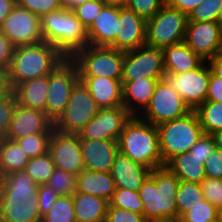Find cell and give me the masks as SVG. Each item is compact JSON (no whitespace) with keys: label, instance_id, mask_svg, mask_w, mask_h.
<instances>
[{"label":"cell","instance_id":"cell-1","mask_svg":"<svg viewBox=\"0 0 222 222\" xmlns=\"http://www.w3.org/2000/svg\"><path fill=\"white\" fill-rule=\"evenodd\" d=\"M40 185L25 171L0 178V222H41Z\"/></svg>","mask_w":222,"mask_h":222},{"label":"cell","instance_id":"cell-2","mask_svg":"<svg viewBox=\"0 0 222 222\" xmlns=\"http://www.w3.org/2000/svg\"><path fill=\"white\" fill-rule=\"evenodd\" d=\"M65 59L54 45L45 41L15 47L7 70L12 90L27 80L49 75Z\"/></svg>","mask_w":222,"mask_h":222},{"label":"cell","instance_id":"cell-3","mask_svg":"<svg viewBox=\"0 0 222 222\" xmlns=\"http://www.w3.org/2000/svg\"><path fill=\"white\" fill-rule=\"evenodd\" d=\"M119 153L151 170L165 166L156 126L139 116H131L118 139Z\"/></svg>","mask_w":222,"mask_h":222},{"label":"cell","instance_id":"cell-4","mask_svg":"<svg viewBox=\"0 0 222 222\" xmlns=\"http://www.w3.org/2000/svg\"><path fill=\"white\" fill-rule=\"evenodd\" d=\"M40 29L44 41L54 45L65 58H71L89 45L86 27L68 8L42 15Z\"/></svg>","mask_w":222,"mask_h":222},{"label":"cell","instance_id":"cell-5","mask_svg":"<svg viewBox=\"0 0 222 222\" xmlns=\"http://www.w3.org/2000/svg\"><path fill=\"white\" fill-rule=\"evenodd\" d=\"M180 179L166 166L151 170L139 188L144 218L177 217L176 193Z\"/></svg>","mask_w":222,"mask_h":222},{"label":"cell","instance_id":"cell-6","mask_svg":"<svg viewBox=\"0 0 222 222\" xmlns=\"http://www.w3.org/2000/svg\"><path fill=\"white\" fill-rule=\"evenodd\" d=\"M156 128L164 164L175 155L189 152L204 134L199 118L194 110L184 117L161 123Z\"/></svg>","mask_w":222,"mask_h":222},{"label":"cell","instance_id":"cell-7","mask_svg":"<svg viewBox=\"0 0 222 222\" xmlns=\"http://www.w3.org/2000/svg\"><path fill=\"white\" fill-rule=\"evenodd\" d=\"M124 51L107 46L88 45L70 59L76 64L79 77L122 79Z\"/></svg>","mask_w":222,"mask_h":222},{"label":"cell","instance_id":"cell-8","mask_svg":"<svg viewBox=\"0 0 222 222\" xmlns=\"http://www.w3.org/2000/svg\"><path fill=\"white\" fill-rule=\"evenodd\" d=\"M188 16L165 4L158 13L146 20V45L164 49L184 42Z\"/></svg>","mask_w":222,"mask_h":222},{"label":"cell","instance_id":"cell-9","mask_svg":"<svg viewBox=\"0 0 222 222\" xmlns=\"http://www.w3.org/2000/svg\"><path fill=\"white\" fill-rule=\"evenodd\" d=\"M99 109L87 87L79 80L72 89L64 112L54 122V129L62 133L78 134Z\"/></svg>","mask_w":222,"mask_h":222},{"label":"cell","instance_id":"cell-10","mask_svg":"<svg viewBox=\"0 0 222 222\" xmlns=\"http://www.w3.org/2000/svg\"><path fill=\"white\" fill-rule=\"evenodd\" d=\"M76 64L66 58L48 75L46 115L55 122L64 112L72 89L79 81Z\"/></svg>","mask_w":222,"mask_h":222},{"label":"cell","instance_id":"cell-11","mask_svg":"<svg viewBox=\"0 0 222 222\" xmlns=\"http://www.w3.org/2000/svg\"><path fill=\"white\" fill-rule=\"evenodd\" d=\"M210 77L211 68L204 61L191 71L178 74L164 72L162 80L183 98L191 110H195L206 101Z\"/></svg>","mask_w":222,"mask_h":222},{"label":"cell","instance_id":"cell-12","mask_svg":"<svg viewBox=\"0 0 222 222\" xmlns=\"http://www.w3.org/2000/svg\"><path fill=\"white\" fill-rule=\"evenodd\" d=\"M165 72L163 50L148 45L125 51L121 82L142 78L162 79Z\"/></svg>","mask_w":222,"mask_h":222},{"label":"cell","instance_id":"cell-13","mask_svg":"<svg viewBox=\"0 0 222 222\" xmlns=\"http://www.w3.org/2000/svg\"><path fill=\"white\" fill-rule=\"evenodd\" d=\"M191 111L178 93L163 80H159L150 103L139 117L158 126L161 123L184 117Z\"/></svg>","mask_w":222,"mask_h":222},{"label":"cell","instance_id":"cell-14","mask_svg":"<svg viewBox=\"0 0 222 222\" xmlns=\"http://www.w3.org/2000/svg\"><path fill=\"white\" fill-rule=\"evenodd\" d=\"M0 31L15 47L44 41L40 29V17L18 4L4 20Z\"/></svg>","mask_w":222,"mask_h":222},{"label":"cell","instance_id":"cell-15","mask_svg":"<svg viewBox=\"0 0 222 222\" xmlns=\"http://www.w3.org/2000/svg\"><path fill=\"white\" fill-rule=\"evenodd\" d=\"M184 43L204 61L222 53V26L218 22H188Z\"/></svg>","mask_w":222,"mask_h":222},{"label":"cell","instance_id":"cell-16","mask_svg":"<svg viewBox=\"0 0 222 222\" xmlns=\"http://www.w3.org/2000/svg\"><path fill=\"white\" fill-rule=\"evenodd\" d=\"M132 115L123 107L99 109L97 114L78 133L80 139L118 141L125 123Z\"/></svg>","mask_w":222,"mask_h":222},{"label":"cell","instance_id":"cell-17","mask_svg":"<svg viewBox=\"0 0 222 222\" xmlns=\"http://www.w3.org/2000/svg\"><path fill=\"white\" fill-rule=\"evenodd\" d=\"M48 153L56 168L76 176L85 169L78 134L62 133L54 129L49 140Z\"/></svg>","mask_w":222,"mask_h":222},{"label":"cell","instance_id":"cell-18","mask_svg":"<svg viewBox=\"0 0 222 222\" xmlns=\"http://www.w3.org/2000/svg\"><path fill=\"white\" fill-rule=\"evenodd\" d=\"M54 122L39 109L16 104L12 120L4 138L16 140L35 133H53Z\"/></svg>","mask_w":222,"mask_h":222},{"label":"cell","instance_id":"cell-19","mask_svg":"<svg viewBox=\"0 0 222 222\" xmlns=\"http://www.w3.org/2000/svg\"><path fill=\"white\" fill-rule=\"evenodd\" d=\"M143 45H146V20L120 4L115 48L125 52Z\"/></svg>","mask_w":222,"mask_h":222},{"label":"cell","instance_id":"cell-20","mask_svg":"<svg viewBox=\"0 0 222 222\" xmlns=\"http://www.w3.org/2000/svg\"><path fill=\"white\" fill-rule=\"evenodd\" d=\"M120 19V4L107 3L87 28L89 45L115 48Z\"/></svg>","mask_w":222,"mask_h":222},{"label":"cell","instance_id":"cell-21","mask_svg":"<svg viewBox=\"0 0 222 222\" xmlns=\"http://www.w3.org/2000/svg\"><path fill=\"white\" fill-rule=\"evenodd\" d=\"M85 169L110 172L114 158L119 153L118 141L105 139H80Z\"/></svg>","mask_w":222,"mask_h":222},{"label":"cell","instance_id":"cell-22","mask_svg":"<svg viewBox=\"0 0 222 222\" xmlns=\"http://www.w3.org/2000/svg\"><path fill=\"white\" fill-rule=\"evenodd\" d=\"M150 173V168L133 161L121 153L115 156L110 170L116 188H125L132 191H138Z\"/></svg>","mask_w":222,"mask_h":222},{"label":"cell","instance_id":"cell-23","mask_svg":"<svg viewBox=\"0 0 222 222\" xmlns=\"http://www.w3.org/2000/svg\"><path fill=\"white\" fill-rule=\"evenodd\" d=\"M100 109L123 106L121 79L79 77Z\"/></svg>","mask_w":222,"mask_h":222},{"label":"cell","instance_id":"cell-24","mask_svg":"<svg viewBox=\"0 0 222 222\" xmlns=\"http://www.w3.org/2000/svg\"><path fill=\"white\" fill-rule=\"evenodd\" d=\"M159 80L162 79L142 78L132 82H122L123 107L132 116H139L150 103Z\"/></svg>","mask_w":222,"mask_h":222},{"label":"cell","instance_id":"cell-25","mask_svg":"<svg viewBox=\"0 0 222 222\" xmlns=\"http://www.w3.org/2000/svg\"><path fill=\"white\" fill-rule=\"evenodd\" d=\"M116 185L110 172L84 169L77 175L76 192L86 193L110 201Z\"/></svg>","mask_w":222,"mask_h":222},{"label":"cell","instance_id":"cell-26","mask_svg":"<svg viewBox=\"0 0 222 222\" xmlns=\"http://www.w3.org/2000/svg\"><path fill=\"white\" fill-rule=\"evenodd\" d=\"M165 72L178 74L198 68L204 60L184 42L163 49Z\"/></svg>","mask_w":222,"mask_h":222},{"label":"cell","instance_id":"cell-27","mask_svg":"<svg viewBox=\"0 0 222 222\" xmlns=\"http://www.w3.org/2000/svg\"><path fill=\"white\" fill-rule=\"evenodd\" d=\"M72 197L76 222H105L109 201L81 192Z\"/></svg>","mask_w":222,"mask_h":222},{"label":"cell","instance_id":"cell-28","mask_svg":"<svg viewBox=\"0 0 222 222\" xmlns=\"http://www.w3.org/2000/svg\"><path fill=\"white\" fill-rule=\"evenodd\" d=\"M48 88V75H45L27 80L19 84L13 91L20 105L39 109L46 113Z\"/></svg>","mask_w":222,"mask_h":222},{"label":"cell","instance_id":"cell-29","mask_svg":"<svg viewBox=\"0 0 222 222\" xmlns=\"http://www.w3.org/2000/svg\"><path fill=\"white\" fill-rule=\"evenodd\" d=\"M165 166L180 180L186 182L200 184L206 178L202 159L190 151L175 155Z\"/></svg>","mask_w":222,"mask_h":222},{"label":"cell","instance_id":"cell-30","mask_svg":"<svg viewBox=\"0 0 222 222\" xmlns=\"http://www.w3.org/2000/svg\"><path fill=\"white\" fill-rule=\"evenodd\" d=\"M29 157L16 140L0 139V178L16 171H24Z\"/></svg>","mask_w":222,"mask_h":222},{"label":"cell","instance_id":"cell-31","mask_svg":"<svg viewBox=\"0 0 222 222\" xmlns=\"http://www.w3.org/2000/svg\"><path fill=\"white\" fill-rule=\"evenodd\" d=\"M205 134L222 129V102L205 101L194 110Z\"/></svg>","mask_w":222,"mask_h":222},{"label":"cell","instance_id":"cell-32","mask_svg":"<svg viewBox=\"0 0 222 222\" xmlns=\"http://www.w3.org/2000/svg\"><path fill=\"white\" fill-rule=\"evenodd\" d=\"M196 200H204L200 184L180 180L176 193L177 217L191 209Z\"/></svg>","mask_w":222,"mask_h":222},{"label":"cell","instance_id":"cell-33","mask_svg":"<svg viewBox=\"0 0 222 222\" xmlns=\"http://www.w3.org/2000/svg\"><path fill=\"white\" fill-rule=\"evenodd\" d=\"M55 167L50 154L47 152L41 156L30 158L24 171L34 179L37 185H43L49 181Z\"/></svg>","mask_w":222,"mask_h":222},{"label":"cell","instance_id":"cell-34","mask_svg":"<svg viewBox=\"0 0 222 222\" xmlns=\"http://www.w3.org/2000/svg\"><path fill=\"white\" fill-rule=\"evenodd\" d=\"M41 222H76L72 195L59 196Z\"/></svg>","mask_w":222,"mask_h":222},{"label":"cell","instance_id":"cell-35","mask_svg":"<svg viewBox=\"0 0 222 222\" xmlns=\"http://www.w3.org/2000/svg\"><path fill=\"white\" fill-rule=\"evenodd\" d=\"M108 207L122 208L134 213L144 215L143 203L138 191L116 188Z\"/></svg>","mask_w":222,"mask_h":222},{"label":"cell","instance_id":"cell-36","mask_svg":"<svg viewBox=\"0 0 222 222\" xmlns=\"http://www.w3.org/2000/svg\"><path fill=\"white\" fill-rule=\"evenodd\" d=\"M220 216V211L207 200H196L191 209L183 213L180 222H210Z\"/></svg>","mask_w":222,"mask_h":222},{"label":"cell","instance_id":"cell-37","mask_svg":"<svg viewBox=\"0 0 222 222\" xmlns=\"http://www.w3.org/2000/svg\"><path fill=\"white\" fill-rule=\"evenodd\" d=\"M51 134L52 133H35L20 137L16 139V141L29 158H34L48 152Z\"/></svg>","mask_w":222,"mask_h":222},{"label":"cell","instance_id":"cell-38","mask_svg":"<svg viewBox=\"0 0 222 222\" xmlns=\"http://www.w3.org/2000/svg\"><path fill=\"white\" fill-rule=\"evenodd\" d=\"M46 185L52 187L60 196H70L77 190V176L55 167Z\"/></svg>","mask_w":222,"mask_h":222},{"label":"cell","instance_id":"cell-39","mask_svg":"<svg viewBox=\"0 0 222 222\" xmlns=\"http://www.w3.org/2000/svg\"><path fill=\"white\" fill-rule=\"evenodd\" d=\"M222 0H204L189 15L188 22H218Z\"/></svg>","mask_w":222,"mask_h":222},{"label":"cell","instance_id":"cell-40","mask_svg":"<svg viewBox=\"0 0 222 222\" xmlns=\"http://www.w3.org/2000/svg\"><path fill=\"white\" fill-rule=\"evenodd\" d=\"M106 4L104 0H90L74 7L72 11L87 29Z\"/></svg>","mask_w":222,"mask_h":222},{"label":"cell","instance_id":"cell-41","mask_svg":"<svg viewBox=\"0 0 222 222\" xmlns=\"http://www.w3.org/2000/svg\"><path fill=\"white\" fill-rule=\"evenodd\" d=\"M165 4L166 0H126L123 6L148 20L155 16Z\"/></svg>","mask_w":222,"mask_h":222},{"label":"cell","instance_id":"cell-42","mask_svg":"<svg viewBox=\"0 0 222 222\" xmlns=\"http://www.w3.org/2000/svg\"><path fill=\"white\" fill-rule=\"evenodd\" d=\"M204 199L209 201L219 211L222 210V179L204 178L200 183Z\"/></svg>","mask_w":222,"mask_h":222},{"label":"cell","instance_id":"cell-43","mask_svg":"<svg viewBox=\"0 0 222 222\" xmlns=\"http://www.w3.org/2000/svg\"><path fill=\"white\" fill-rule=\"evenodd\" d=\"M17 104V98L12 91L5 97H0V136L4 137L8 131L13 113Z\"/></svg>","mask_w":222,"mask_h":222},{"label":"cell","instance_id":"cell-44","mask_svg":"<svg viewBox=\"0 0 222 222\" xmlns=\"http://www.w3.org/2000/svg\"><path fill=\"white\" fill-rule=\"evenodd\" d=\"M17 4L39 17L63 7L61 0H17Z\"/></svg>","mask_w":222,"mask_h":222},{"label":"cell","instance_id":"cell-45","mask_svg":"<svg viewBox=\"0 0 222 222\" xmlns=\"http://www.w3.org/2000/svg\"><path fill=\"white\" fill-rule=\"evenodd\" d=\"M105 222H145L144 215L122 208L108 207Z\"/></svg>","mask_w":222,"mask_h":222},{"label":"cell","instance_id":"cell-46","mask_svg":"<svg viewBox=\"0 0 222 222\" xmlns=\"http://www.w3.org/2000/svg\"><path fill=\"white\" fill-rule=\"evenodd\" d=\"M204 172L207 178L222 179V150L215 148L204 163Z\"/></svg>","mask_w":222,"mask_h":222},{"label":"cell","instance_id":"cell-47","mask_svg":"<svg viewBox=\"0 0 222 222\" xmlns=\"http://www.w3.org/2000/svg\"><path fill=\"white\" fill-rule=\"evenodd\" d=\"M215 148L216 145L212 135L204 133L190 149V152L202 159V162L205 163L206 159L213 153Z\"/></svg>","mask_w":222,"mask_h":222},{"label":"cell","instance_id":"cell-48","mask_svg":"<svg viewBox=\"0 0 222 222\" xmlns=\"http://www.w3.org/2000/svg\"><path fill=\"white\" fill-rule=\"evenodd\" d=\"M59 194L46 184L40 185L37 198L39 200V211L41 217L45 215L54 202L59 198Z\"/></svg>","mask_w":222,"mask_h":222},{"label":"cell","instance_id":"cell-49","mask_svg":"<svg viewBox=\"0 0 222 222\" xmlns=\"http://www.w3.org/2000/svg\"><path fill=\"white\" fill-rule=\"evenodd\" d=\"M14 49V44L0 31V69L8 70Z\"/></svg>","mask_w":222,"mask_h":222},{"label":"cell","instance_id":"cell-50","mask_svg":"<svg viewBox=\"0 0 222 222\" xmlns=\"http://www.w3.org/2000/svg\"><path fill=\"white\" fill-rule=\"evenodd\" d=\"M206 101L222 102V78L211 72Z\"/></svg>","mask_w":222,"mask_h":222},{"label":"cell","instance_id":"cell-51","mask_svg":"<svg viewBox=\"0 0 222 222\" xmlns=\"http://www.w3.org/2000/svg\"><path fill=\"white\" fill-rule=\"evenodd\" d=\"M204 0H166V4L172 8L178 9L187 16Z\"/></svg>","mask_w":222,"mask_h":222},{"label":"cell","instance_id":"cell-52","mask_svg":"<svg viewBox=\"0 0 222 222\" xmlns=\"http://www.w3.org/2000/svg\"><path fill=\"white\" fill-rule=\"evenodd\" d=\"M12 91L13 90L9 83L8 71L0 69V97H5Z\"/></svg>","mask_w":222,"mask_h":222},{"label":"cell","instance_id":"cell-53","mask_svg":"<svg viewBox=\"0 0 222 222\" xmlns=\"http://www.w3.org/2000/svg\"><path fill=\"white\" fill-rule=\"evenodd\" d=\"M17 4V1L12 0H0V27L8 15L12 12L13 8Z\"/></svg>","mask_w":222,"mask_h":222},{"label":"cell","instance_id":"cell-54","mask_svg":"<svg viewBox=\"0 0 222 222\" xmlns=\"http://www.w3.org/2000/svg\"><path fill=\"white\" fill-rule=\"evenodd\" d=\"M207 62L211 68V72L215 76L222 78V53L217 54L215 57L209 59Z\"/></svg>","mask_w":222,"mask_h":222},{"label":"cell","instance_id":"cell-55","mask_svg":"<svg viewBox=\"0 0 222 222\" xmlns=\"http://www.w3.org/2000/svg\"><path fill=\"white\" fill-rule=\"evenodd\" d=\"M90 0H61L62 6L64 8L73 9L74 7L81 5Z\"/></svg>","mask_w":222,"mask_h":222},{"label":"cell","instance_id":"cell-56","mask_svg":"<svg viewBox=\"0 0 222 222\" xmlns=\"http://www.w3.org/2000/svg\"><path fill=\"white\" fill-rule=\"evenodd\" d=\"M211 135H212V137H213V139H214L216 148L222 150V129L219 130V131L214 132V133L211 134Z\"/></svg>","mask_w":222,"mask_h":222},{"label":"cell","instance_id":"cell-57","mask_svg":"<svg viewBox=\"0 0 222 222\" xmlns=\"http://www.w3.org/2000/svg\"><path fill=\"white\" fill-rule=\"evenodd\" d=\"M145 222H180L178 217H163L147 219Z\"/></svg>","mask_w":222,"mask_h":222},{"label":"cell","instance_id":"cell-58","mask_svg":"<svg viewBox=\"0 0 222 222\" xmlns=\"http://www.w3.org/2000/svg\"><path fill=\"white\" fill-rule=\"evenodd\" d=\"M106 3H111V4H121L123 5L126 0H104Z\"/></svg>","mask_w":222,"mask_h":222},{"label":"cell","instance_id":"cell-59","mask_svg":"<svg viewBox=\"0 0 222 222\" xmlns=\"http://www.w3.org/2000/svg\"><path fill=\"white\" fill-rule=\"evenodd\" d=\"M218 23L222 26V7H221L219 14H218Z\"/></svg>","mask_w":222,"mask_h":222},{"label":"cell","instance_id":"cell-60","mask_svg":"<svg viewBox=\"0 0 222 222\" xmlns=\"http://www.w3.org/2000/svg\"><path fill=\"white\" fill-rule=\"evenodd\" d=\"M210 222H222V217L219 216L218 218H216L215 220L210 221Z\"/></svg>","mask_w":222,"mask_h":222}]
</instances>
